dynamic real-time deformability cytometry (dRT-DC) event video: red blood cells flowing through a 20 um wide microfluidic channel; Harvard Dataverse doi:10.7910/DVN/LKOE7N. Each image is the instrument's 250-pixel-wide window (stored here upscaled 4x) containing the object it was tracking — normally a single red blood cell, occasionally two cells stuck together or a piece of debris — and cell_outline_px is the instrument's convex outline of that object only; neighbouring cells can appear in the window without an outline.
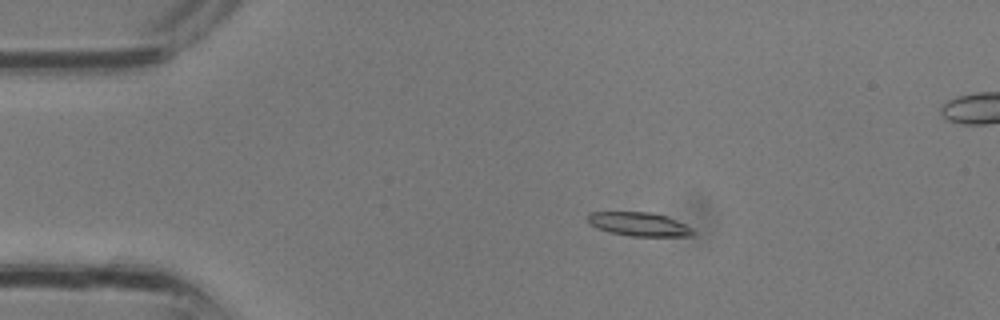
{"species": "common noctule bat (a hibernating species)", "species_latin": "Nyctalus noctula", "temperature_condition": "room temperature", "stored_images_in_passage": 4, "camera_frame_rate_fps": 3000, "um_per_image_px": 0.085, "animal": {"sex": "male", "body_mass_g": 13.3}, "frame": {"image": 1, "passage_image": 2, "time_ms": 0.333, "image_size_px": [1000, 320], "cell_outline_px": [[696, 232], [692, 236], [632, 236], [608, 232], [596, 228], [588, 220], [588, 212], [648, 212], [668, 216], [692, 228]], "centroid_in_image_um": [54.33, 19.06], "position_along_channel_um": 30.7, "area_um2": 14.57}}